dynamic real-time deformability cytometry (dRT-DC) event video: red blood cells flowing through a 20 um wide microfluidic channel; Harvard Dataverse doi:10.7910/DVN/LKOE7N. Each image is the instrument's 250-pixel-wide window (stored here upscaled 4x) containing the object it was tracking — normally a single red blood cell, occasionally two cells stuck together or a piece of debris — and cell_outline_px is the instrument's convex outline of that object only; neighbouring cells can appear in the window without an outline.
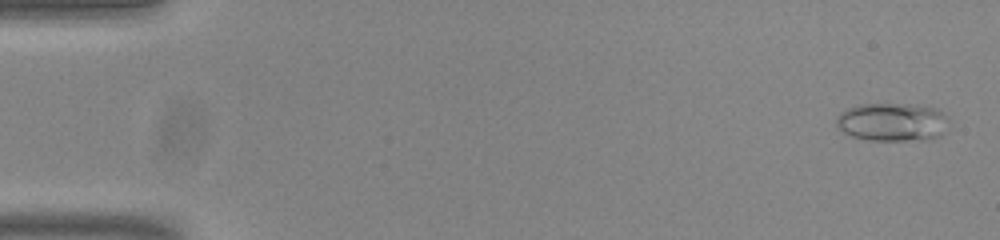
{"species": "common noctule bat (a hibernating species)", "species_latin": "Nyctalus noctula", "temperature_condition": "room temperature", "stored_images_in_passage": 52, "camera_frame_rate_fps": 3000, "um_per_image_px": 0.085, "animal": {"sex": "male", "body_mass_g": 20.0, "forearm_length_mm": 53.3}, "frame": {"image": 1, "passage_image": 1, "time_ms": 0.0, "image_size_px": [1000, 240], "cell_outline_px": [[948, 120], [944, 132], [940, 136], [928, 140], [868, 140], [852, 136], [844, 132], [836, 124], [836, 116], [840, 112], [848, 108], [860, 104], [912, 104], [936, 108], [948, 116]], "centroid_in_image_um": [75.86, 10.37], "position_along_channel_um": 9.1, "area_um2": 25.26}}
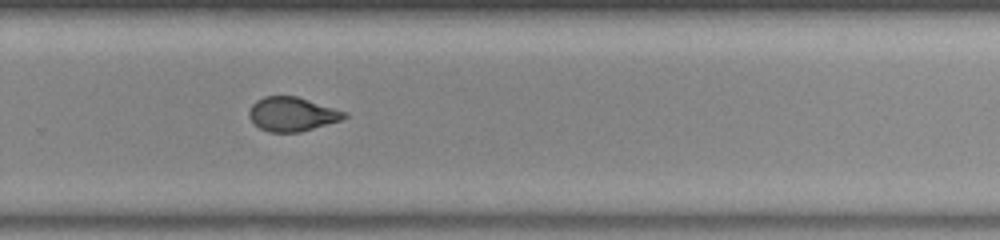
{"frame": {"image": 2, "passage_image": 35, "time_ms": 11.333, "image_size_px": [1000, 240], "cell_outline_px": [[348, 116], [340, 120], [300, 132], [268, 132], [260, 128], [248, 116], [248, 112], [252, 104], [256, 100], [264, 96], [296, 96], [348, 112]], "centroid_in_image_um": [24.82, 9.69], "position_along_channel_um": 305.0, "area_um2": 18.84}}
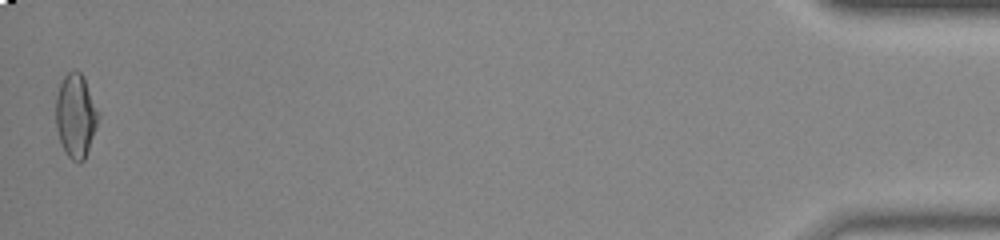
{"frame": {"image": 3, "passage_image": 52, "time_ms": 17.0, "image_size_px": [1000, 240], "cell_outline_px": [[100, 116], [96, 128], [84, 160], [80, 164], [72, 160], [68, 156], [60, 140], [56, 128], [56, 96], [60, 80], [68, 72], [76, 68], [84, 76], [100, 112]], "centroid_in_image_um": [6.45, 9.78], "position_along_channel_um": 428.7, "area_um2": 21.04}, "authors_computed_cell_mechanics": {"area_um2": 19.9699, "velocity_mm_per_s": 3.8375, "shape_relaxation_time_tau1_ms": 9.461, "shape_relaxation_time_tau2_ms": 1.5976, "deformation_change_tau1": 0.2071, "deformation_change_tau2": 0.0783}}